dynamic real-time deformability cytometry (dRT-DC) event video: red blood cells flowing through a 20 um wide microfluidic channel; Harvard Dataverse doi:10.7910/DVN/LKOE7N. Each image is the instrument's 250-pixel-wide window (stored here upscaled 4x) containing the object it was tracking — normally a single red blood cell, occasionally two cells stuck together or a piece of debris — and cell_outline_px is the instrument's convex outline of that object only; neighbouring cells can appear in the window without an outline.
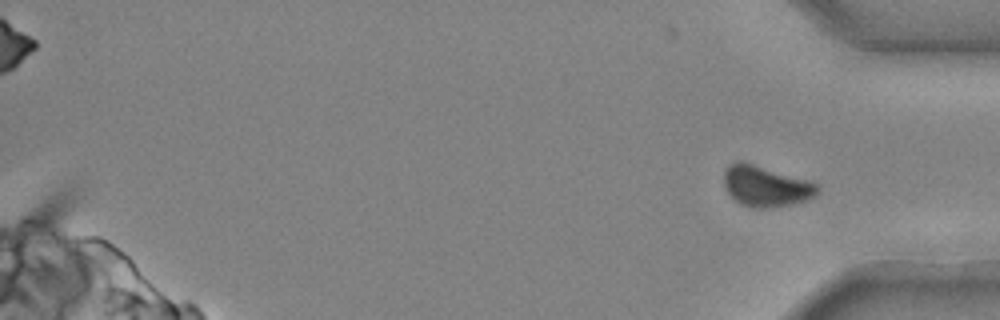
{"species": "common noctule bat (a hibernating species)", "species_latin": "Nyctalus noctula", "temperature_condition": "cold", "stored_images_in_passage": 23, "segment_of_instrument_passage": [2, 2], "camera_frame_rate_fps": 3000, "um_per_image_px": 0.085, "animal": {"sex": "male", "body_mass_g": 20.4}, "frame": {"image": 1, "passage_image": 23, "time_ms": 7.333, "image_size_px": [1000, 320], "cell_outline_px": [[820, 192], [816, 196], [792, 204], [764, 208], [752, 208], [740, 204], [728, 192], [724, 184], [724, 172], [728, 164], [736, 160], [740, 160], [808, 180], [820, 184]], "centroid_in_image_um": [65.11, 15.81], "position_along_channel_um": 370.1, "area_um2": 22.31}}